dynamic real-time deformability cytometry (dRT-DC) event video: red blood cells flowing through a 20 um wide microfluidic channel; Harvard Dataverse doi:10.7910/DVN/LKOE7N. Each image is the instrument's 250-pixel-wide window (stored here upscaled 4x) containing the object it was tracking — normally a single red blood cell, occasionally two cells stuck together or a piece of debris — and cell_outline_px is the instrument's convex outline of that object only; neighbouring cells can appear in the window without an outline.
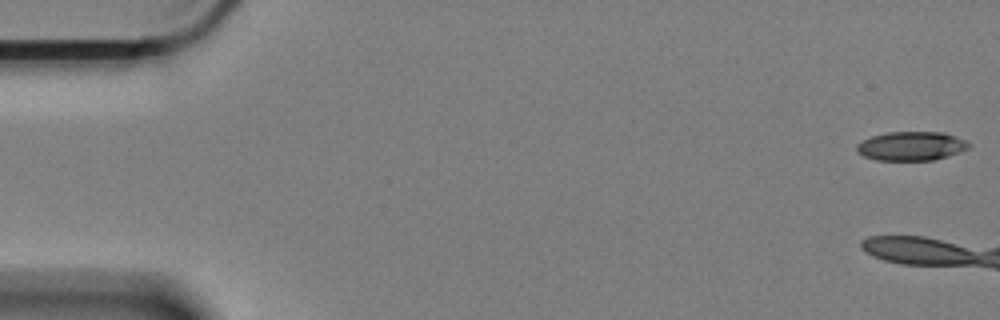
{"species": "Egyptian fruit bat (a non-hibernating species)", "species_latin": "Rousettus aegyptiacus", "temperature_condition": "cold", "stored_images_in_passage": 13, "camera_frame_rate_fps": 3000, "um_per_image_px": 0.085, "animal": {"sex": "female"}, "frame": {"image": 1, "passage_image": 1, "time_ms": 0.0, "image_size_px": [1000, 320], "cell_outline_px": [[972, 144], [968, 148], [960, 152], [948, 156], [932, 160], [876, 160], [864, 156], [856, 152], [856, 144], [872, 136], [888, 132], [944, 132], [956, 136]], "centroid_in_image_um": [77.46, 12.41], "position_along_channel_um": 7.5, "area_um2": 18.96}}